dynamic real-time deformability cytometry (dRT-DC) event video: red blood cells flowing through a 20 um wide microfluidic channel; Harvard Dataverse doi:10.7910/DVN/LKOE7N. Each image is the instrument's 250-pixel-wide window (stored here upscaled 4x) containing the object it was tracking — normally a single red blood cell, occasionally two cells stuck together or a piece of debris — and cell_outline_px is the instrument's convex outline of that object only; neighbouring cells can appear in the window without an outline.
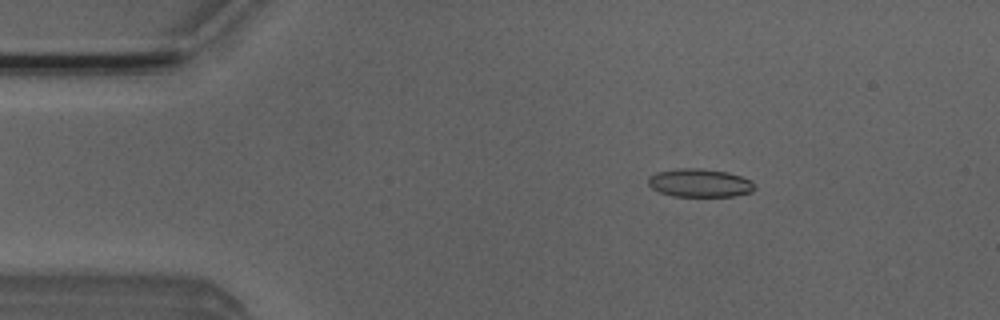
{"species": "Egyptian fruit bat (a non-hibernating species)", "species_latin": "Rousettus aegyptiacus", "temperature_condition": "room temperature", "stored_images_in_passage": 51, "camera_frame_rate_fps": 3000, "um_per_image_px": 0.085, "animal": {"sex": "male"}, "frame": {"image": 1, "passage_image": 7, "time_ms": 2.0, "image_size_px": [1000, 320], "cell_outline_px": [[756, 188], [752, 192], [736, 196], [672, 196], [660, 192], [652, 188], [648, 184], [648, 176], [656, 172], [676, 168], [700, 168], [728, 172], [752, 180], [756, 184]], "centroid_in_image_um": [59.5, 15.54], "position_along_channel_um": 25.5, "area_um2": 17.8}}
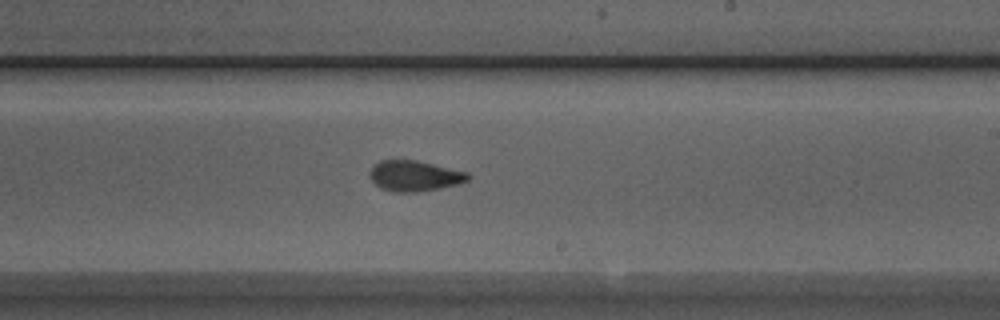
{"frame": {"image": 2, "passage_image": 29, "time_ms": 9.333, "image_size_px": [1000, 320], "cell_outline_px": [[468, 180], [456, 184], [440, 188], [416, 192], [392, 192], [380, 188], [368, 176], [368, 172], [380, 160], [416, 160], [468, 172]], "centroid_in_image_um": [35.19, 14.95], "position_along_channel_um": 253.8, "area_um2": 17.4}}
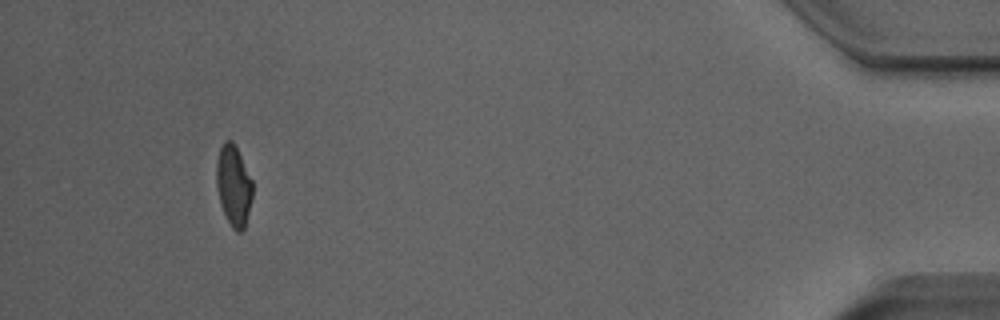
{"frame": {"image": 3, "passage_image": 47, "time_ms": 15.333, "image_size_px": [1000, 320], "cell_outline_px": [[252, 196], [244, 228], [240, 232], [236, 232], [232, 228], [224, 212], [220, 200], [216, 184], [216, 160], [220, 148], [224, 140], [232, 140], [252, 180]], "centroid_in_image_um": [19.84, 15.75], "position_along_channel_um": 415.4, "area_um2": 16.65}, "authors_computed_cell_mechanics": {"area_um2": 17.3978, "velocity_mm_per_s": 3.9357, "shape_relaxation_time_tau1_ms": 6.8563, "shape_relaxation_time_tau2_ms": 1.8909, "deformation_change_tau1": 0.1559, "deformation_change_tau2": 0.0825}}